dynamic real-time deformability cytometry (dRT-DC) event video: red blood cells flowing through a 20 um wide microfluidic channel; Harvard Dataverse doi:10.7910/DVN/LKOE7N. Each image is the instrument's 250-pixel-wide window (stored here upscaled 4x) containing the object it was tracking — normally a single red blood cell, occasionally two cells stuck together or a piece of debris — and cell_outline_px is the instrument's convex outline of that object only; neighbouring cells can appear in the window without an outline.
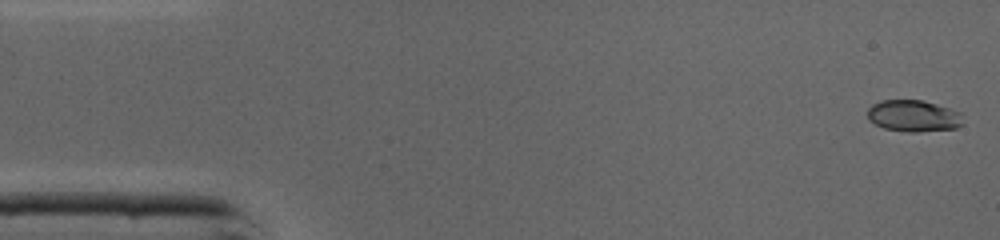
{"species": "common noctule bat (a hibernating species)", "species_latin": "Nyctalus noctula", "temperature_condition": "cold", "stored_images_in_passage": 45, "camera_frame_rate_fps": 3000, "um_per_image_px": 0.085, "animal": {"sex": "male", "body_mass_g": 19.0, "forearm_length_mm": 50.8}, "frame": {"image": 1, "passage_image": 1, "time_ms": 0.0, "image_size_px": [1000, 240], "cell_outline_px": [[960, 124], [956, 128], [916, 132], [908, 132], [884, 128], [868, 120], [868, 108], [872, 104], [880, 100], [920, 100], [936, 104], [960, 112]], "centroid_in_image_um": [77.58, 9.84], "position_along_channel_um": 7.4, "area_um2": 17.34}}
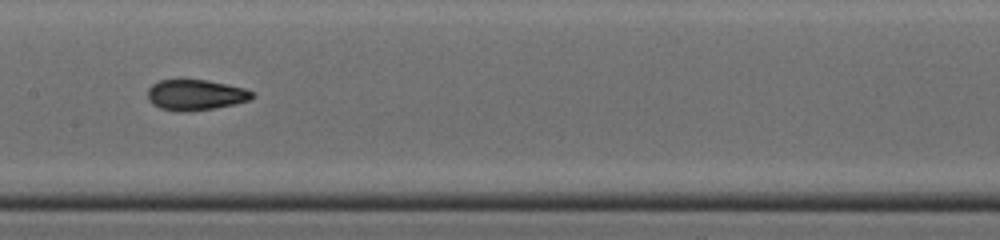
{"frame": {"image": 2, "passage_image": 22, "time_ms": 7.0, "image_size_px": [1000, 240], "cell_outline_px": [[256, 96], [248, 100], [236, 104], [212, 108], [184, 112], [160, 108], [152, 104], [148, 100], [148, 88], [152, 84], [160, 80], [208, 80], [228, 84], [244, 88], [256, 92]], "centroid_in_image_um": [16.65, 8.06], "position_along_channel_um": 190.7, "area_um2": 18.73}}
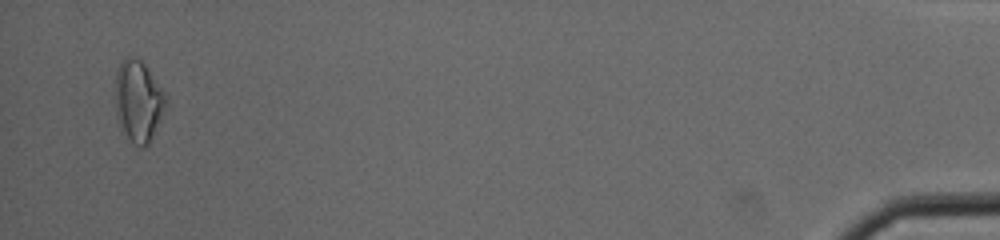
{"frame": {"image": 3, "passage_image": 44, "time_ms": 14.333, "image_size_px": [1000, 240], "cell_outline_px": [[168, 104], [148, 144], [144, 148], [136, 144], [120, 128], [116, 120], [112, 92], [116, 68], [120, 60], [124, 56], [132, 56], [140, 60], [144, 64], [164, 92], [168, 100]], "centroid_in_image_um": [11.68, 8.54], "position_along_channel_um": 423.5, "area_um2": 24.68}, "authors_computed_cell_mechanics": {"area_um2": 18.3226, "velocity_mm_per_s": 4.3887, "shape_relaxation_time_tau1_ms": null, "shape_relaxation_time_tau2_ms": 1.1728, "deformation_change_tau1": null, "deformation_change_tau2": 0.0571}}